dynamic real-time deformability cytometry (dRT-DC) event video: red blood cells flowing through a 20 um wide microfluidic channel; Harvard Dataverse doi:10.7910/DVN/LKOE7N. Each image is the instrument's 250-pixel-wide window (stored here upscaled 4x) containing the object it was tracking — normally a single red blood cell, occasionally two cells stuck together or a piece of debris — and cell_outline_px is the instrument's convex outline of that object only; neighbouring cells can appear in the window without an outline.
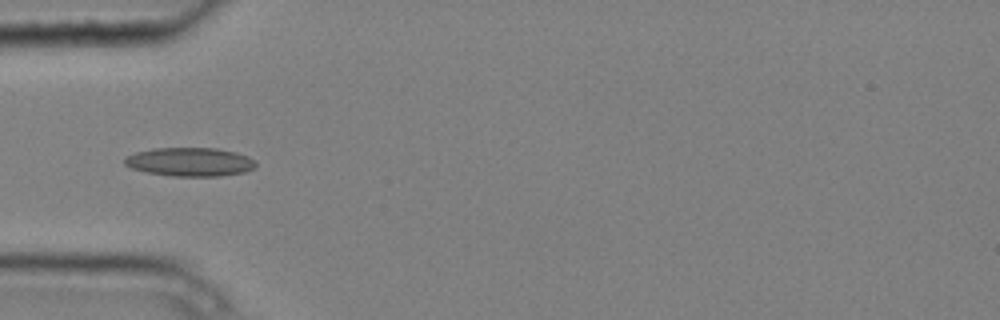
{"species": "common noctule bat (a hibernating species)", "species_latin": "Nyctalus noctula", "temperature_condition": "cold", "stored_images_in_passage": 8, "camera_frame_rate_fps": 3000, "um_per_image_px": 0.085, "animal": {"sex": "male", "body_mass_g": 20.4}, "frame": {"image": 1, "passage_image": 3, "time_ms": 0.667, "image_size_px": [1000, 320], "cell_outline_px": [[256, 168], [244, 172], [220, 176], [172, 176], [148, 172], [132, 168], [124, 164], [124, 160], [128, 156], [136, 152], [156, 148], [216, 148], [236, 152], [248, 156], [256, 160]], "centroid_in_image_um": [16.2, 13.76], "position_along_channel_um": 68.8, "area_um2": 21.91}}
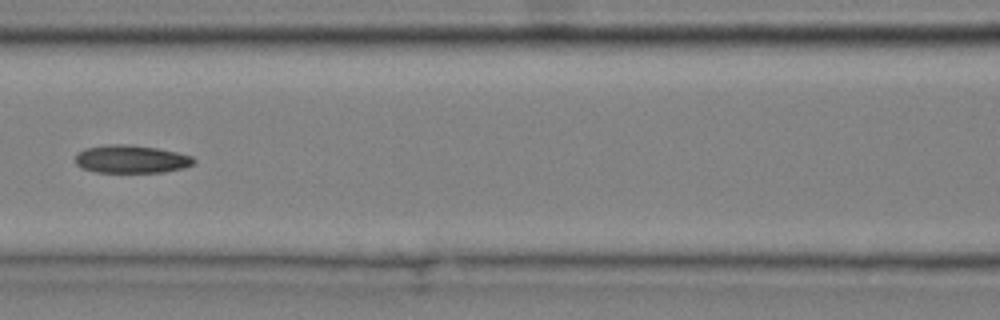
{"frame": {"image": 2, "passage_image": 5, "time_ms": 1.333, "image_size_px": [1000, 320], "cell_outline_px": [[196, 164], [184, 168], [164, 172], [96, 172], [80, 168], [76, 164], [76, 152], [84, 148], [108, 144], [128, 144], [156, 148], [176, 152], [192, 156], [196, 160]], "centroid_in_image_um": [11.15, 13.52], "position_along_channel_um": 155.5, "area_um2": 19.54}}
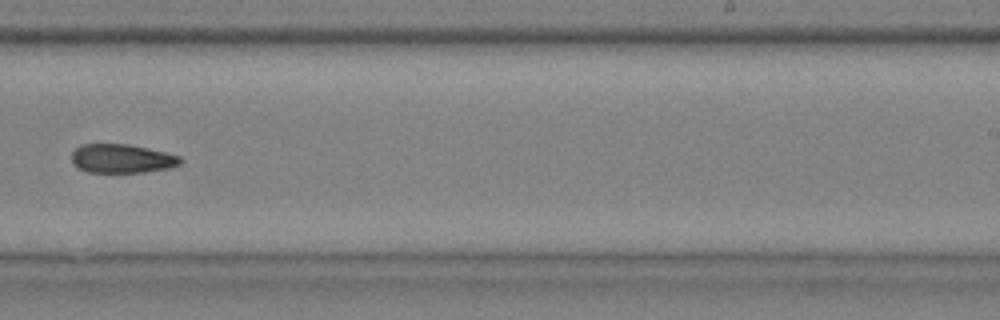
{"frame": {"image": 3, "passage_image": 8, "time_ms": 2.333, "image_size_px": [1000, 320], "cell_outline_px": [[184, 160], [180, 164], [168, 168], [144, 172], [88, 172], [80, 168], [72, 160], [72, 152], [80, 144], [128, 144], [148, 148], [180, 156]], "centroid_in_image_um": [10.38, 13.47], "position_along_channel_um": 278.6, "area_um2": 18.15}}